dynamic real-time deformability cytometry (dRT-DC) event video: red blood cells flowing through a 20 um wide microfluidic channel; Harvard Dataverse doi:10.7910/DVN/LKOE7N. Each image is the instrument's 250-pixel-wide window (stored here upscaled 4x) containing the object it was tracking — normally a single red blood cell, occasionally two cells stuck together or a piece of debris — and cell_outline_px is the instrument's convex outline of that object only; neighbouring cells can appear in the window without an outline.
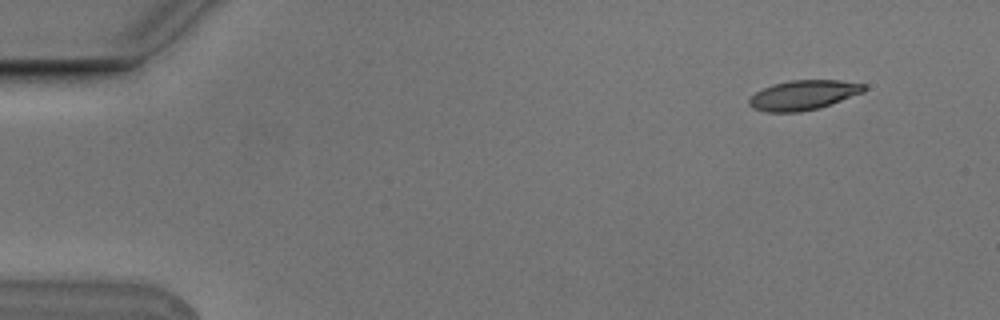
{"species": "Egyptian fruit bat (a non-hibernating species)", "species_latin": "Rousettus aegyptiacus", "temperature_condition": "cold", "stored_images_in_passage": 5, "camera_frame_rate_fps": 3000, "um_per_image_px": 0.085, "animal": {"sex": "male"}, "frame": {"image": 1, "passage_image": 1, "time_ms": 0.0, "image_size_px": [1000, 320], "cell_outline_px": [[868, 88], [864, 92], [820, 108], [800, 112], [764, 112], [752, 108], [748, 104], [748, 100], [756, 92], [772, 84], [792, 80], [840, 80], [864, 84]], "centroid_in_image_um": [68.29, 8.09], "position_along_channel_um": 16.7, "area_um2": 20.0}}
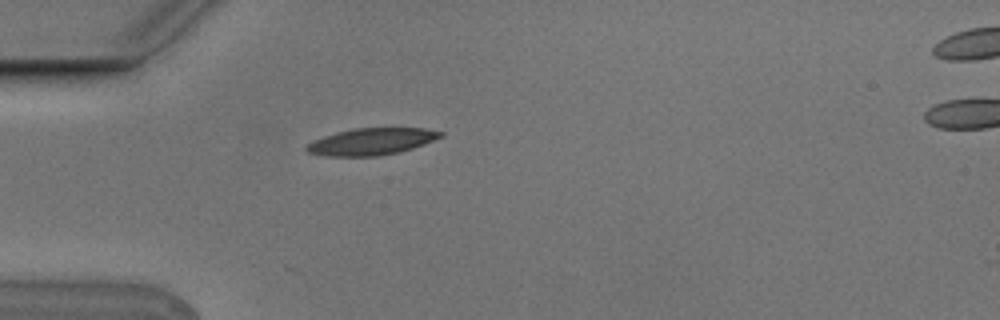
{"frame": {"image": 2, "passage_image": 4, "time_ms": 1.0, "image_size_px": [1000, 320], "cell_outline_px": [[444, 136], [424, 144], [400, 152], [376, 156], [324, 156], [308, 152], [304, 148], [312, 140], [336, 132], [352, 128], [424, 128], [444, 132]], "centroid_in_image_um": [31.57, 12.03], "position_along_channel_um": 53.4, "area_um2": 21.04}}